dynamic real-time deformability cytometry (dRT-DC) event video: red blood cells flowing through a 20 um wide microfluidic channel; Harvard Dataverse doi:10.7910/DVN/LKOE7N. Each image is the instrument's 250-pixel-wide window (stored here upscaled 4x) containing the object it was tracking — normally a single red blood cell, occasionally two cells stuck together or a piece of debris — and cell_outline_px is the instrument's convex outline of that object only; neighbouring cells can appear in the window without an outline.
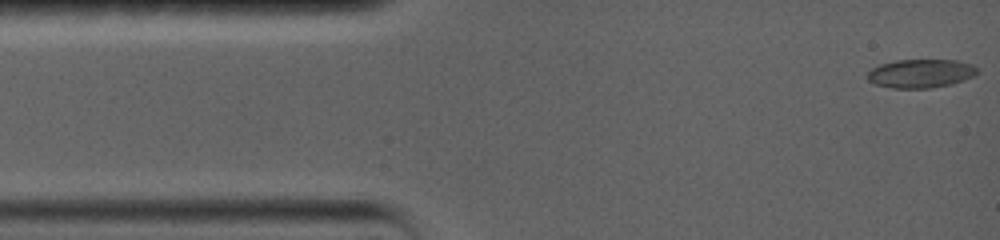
{"species": "common noctule bat (a hibernating species)", "species_latin": "Nyctalus noctula", "temperature_condition": "warm", "stored_images_in_passage": 40, "camera_frame_rate_fps": 5000, "um_per_image_px": 0.085, "animal": {"sex": "female", "body_mass_g": 19.0, "forearm_length_mm": 56.7}, "frame": {"image": 1, "passage_image": 1, "time_ms": 0.0, "image_size_px": [1000, 240], "cell_outline_px": [[976, 76], [952, 84], [932, 88], [892, 88], [876, 84], [868, 80], [868, 72], [872, 68], [880, 64], [896, 60], [956, 60], [972, 64], [976, 68]], "centroid_in_image_um": [78.27, 6.25], "position_along_channel_um": 6.7, "area_um2": 18.32}}
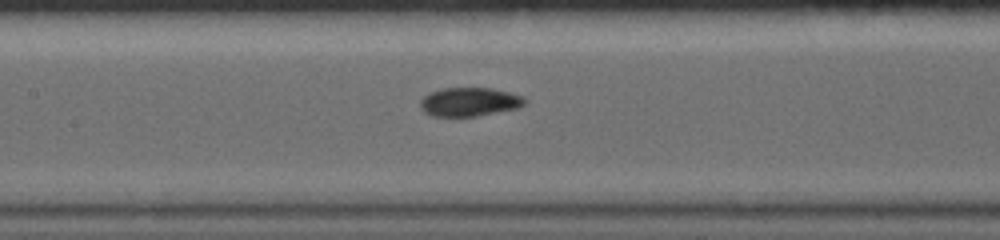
{"frame": {"image": 2, "passage_image": 18, "time_ms": 6.6, "image_size_px": [1000, 240], "cell_outline_px": [[528, 100], [520, 108], [476, 116], [432, 116], [424, 112], [420, 108], [420, 100], [428, 92], [440, 88], [492, 88], [524, 96]], "centroid_in_image_um": [39.9, 8.65], "position_along_channel_um": 167.5, "area_um2": 17.74}}
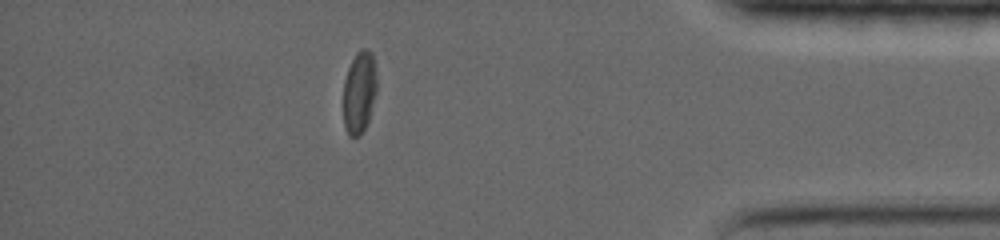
{"frame": {"image": 3, "passage_image": 34, "time_ms": 14.2, "image_size_px": [1000, 240], "cell_outline_px": [[376, 92], [368, 120], [360, 136], [348, 136], [344, 128], [344, 80], [348, 68], [356, 52], [360, 48], [368, 48], [372, 52], [376, 72]], "centroid_in_image_um": [30.54, 7.81], "position_along_channel_um": 404.7, "area_um2": 16.07}, "authors_computed_cell_mechanics": {"area_um2": 17.7735, "velocity_mm_per_s": 3.6086, "shape_relaxation_time_tau1_ms": null, "shape_relaxation_time_tau2_ms": 3.4452, "deformation_change_tau1": null, "deformation_change_tau2": 0.0787}}